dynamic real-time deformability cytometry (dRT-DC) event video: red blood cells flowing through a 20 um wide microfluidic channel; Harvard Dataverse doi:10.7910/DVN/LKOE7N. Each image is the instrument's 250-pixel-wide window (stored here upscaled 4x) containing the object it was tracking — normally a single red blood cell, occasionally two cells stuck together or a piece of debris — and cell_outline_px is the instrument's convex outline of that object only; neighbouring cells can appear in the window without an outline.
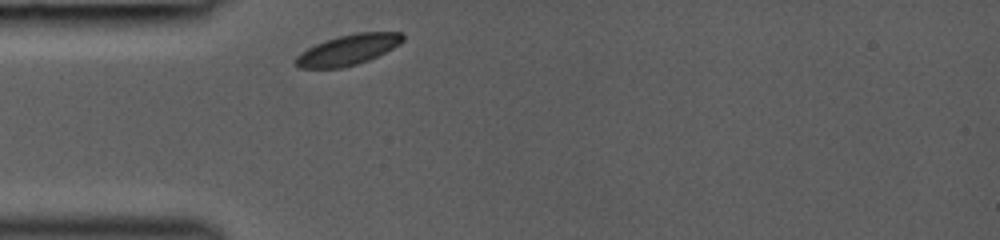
{"species": "common noctule bat (a hibernating species)", "species_latin": "Nyctalus noctula", "temperature_condition": "room temperature", "stored_images_in_passage": 19, "camera_frame_rate_fps": 3000, "um_per_image_px": 0.085, "animal": {"sex": "female", "body_mass_g": 19.0, "forearm_length_mm": 53.3}, "frame": {"image": 1, "passage_image": 1, "time_ms": 0.0, "image_size_px": [1000, 240], "cell_outline_px": [[404, 40], [400, 44], [368, 60], [356, 64], [340, 68], [300, 68], [292, 60], [300, 52], [324, 40], [336, 36], [356, 32], [404, 32]], "centroid_in_image_um": [29.56, 4.22], "position_along_channel_um": 55.4, "area_um2": 19.07}}
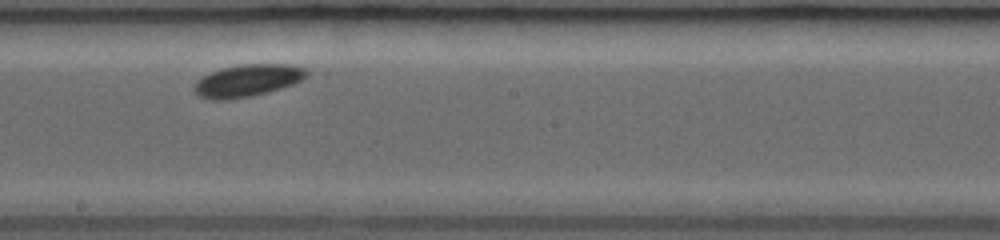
{"frame": {"image": 2, "passage_image": 11, "time_ms": 4.333, "image_size_px": [1000, 240], "cell_outline_px": [[308, 76], [292, 84], [268, 92], [252, 96], [224, 100], [212, 100], [200, 96], [192, 88], [196, 80], [220, 68], [240, 64], [292, 64], [304, 68], [308, 72]], "centroid_in_image_um": [21.03, 6.84], "position_along_channel_um": 227.2, "area_um2": 21.1}}
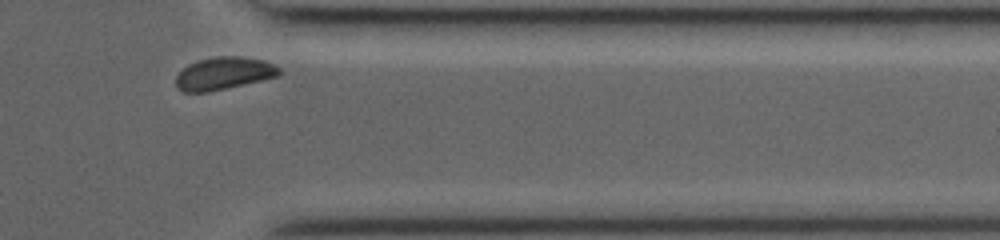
{"frame": {"image": 3, "passage_image": 19, "time_ms": 8.333, "image_size_px": [1000, 240], "cell_outline_px": [[280, 76], [208, 92], [184, 92], [176, 84], [176, 76], [188, 64], [196, 60], [220, 56], [240, 56], [264, 60], [280, 68]], "centroid_in_image_um": [19.04, 6.23], "position_along_channel_um": 392.4, "area_um2": 19.48}}